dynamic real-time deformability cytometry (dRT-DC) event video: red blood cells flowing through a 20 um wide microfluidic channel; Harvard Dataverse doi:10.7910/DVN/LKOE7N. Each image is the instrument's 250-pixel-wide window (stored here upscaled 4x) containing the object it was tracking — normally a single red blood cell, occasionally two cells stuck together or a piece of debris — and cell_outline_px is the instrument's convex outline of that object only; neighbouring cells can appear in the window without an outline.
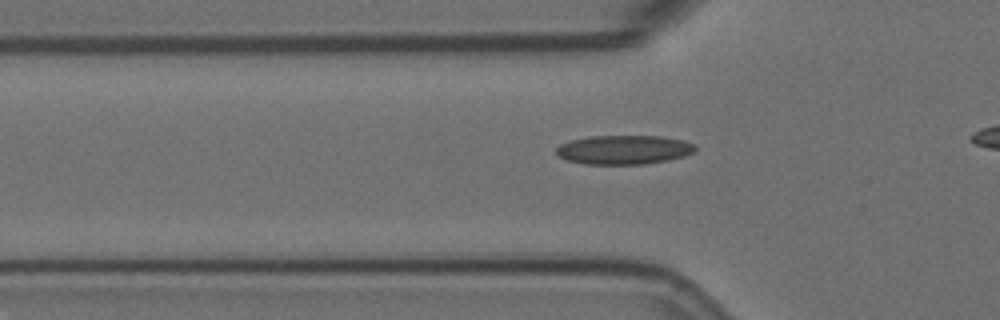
{"species": "Egyptian fruit bat (a non-hibernating species)", "species_latin": "Rousettus aegyptiacus", "temperature_condition": "room temperature", "stored_images_in_passage": 39, "camera_frame_rate_fps": 3000, "um_per_image_px": 0.085, "animal": {"sex": "female"}, "frame": {"image": 1, "passage_image": 11, "time_ms": 3.333, "image_size_px": [1000, 320], "cell_outline_px": [[696, 152], [684, 156], [668, 160], [644, 164], [584, 164], [568, 160], [560, 156], [556, 152], [556, 148], [560, 144], [568, 140], [588, 136], [660, 136], [684, 140], [696, 144]], "centroid_in_image_um": [53.05, 12.72], "position_along_channel_um": 72.7, "area_um2": 23.76}}
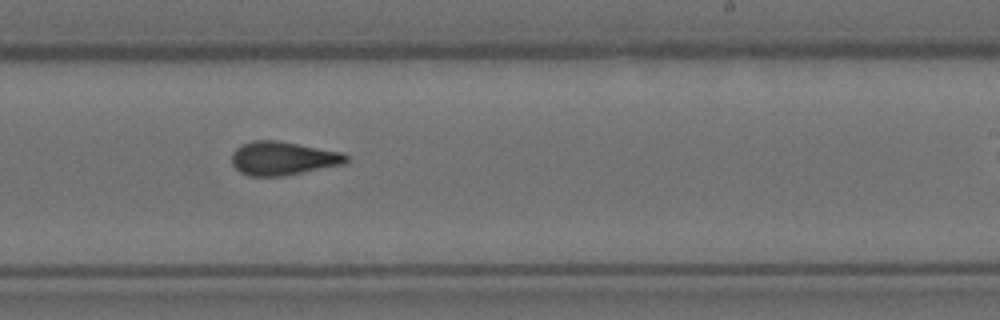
{"frame": {"image": 2, "passage_image": 27, "time_ms": 8.667, "image_size_px": [1000, 320], "cell_outline_px": [[348, 160], [344, 164], [284, 176], [248, 176], [240, 172], [232, 164], [232, 152], [240, 144], [252, 140], [276, 140], [340, 152], [348, 156]], "centroid_in_image_um": [24.0, 13.46], "position_along_channel_um": 265.0, "area_um2": 22.37}}
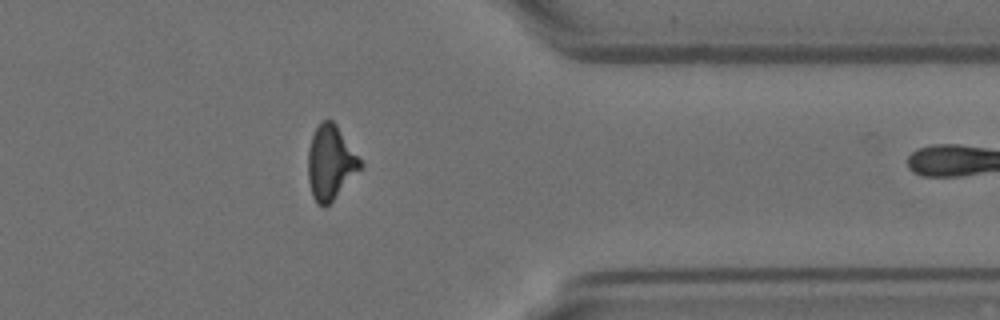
{"frame": {"image": 3, "passage_image": 38, "time_ms": 12.333, "image_size_px": [1000, 320], "cell_outline_px": [[364, 164], [332, 200], [324, 208], [316, 204], [312, 196], [308, 180], [308, 152], [312, 136], [316, 128], [324, 120], [332, 120], [336, 124]], "centroid_in_image_um": [28.07, 13.83], "position_along_channel_um": 383.3, "area_um2": 22.25}}